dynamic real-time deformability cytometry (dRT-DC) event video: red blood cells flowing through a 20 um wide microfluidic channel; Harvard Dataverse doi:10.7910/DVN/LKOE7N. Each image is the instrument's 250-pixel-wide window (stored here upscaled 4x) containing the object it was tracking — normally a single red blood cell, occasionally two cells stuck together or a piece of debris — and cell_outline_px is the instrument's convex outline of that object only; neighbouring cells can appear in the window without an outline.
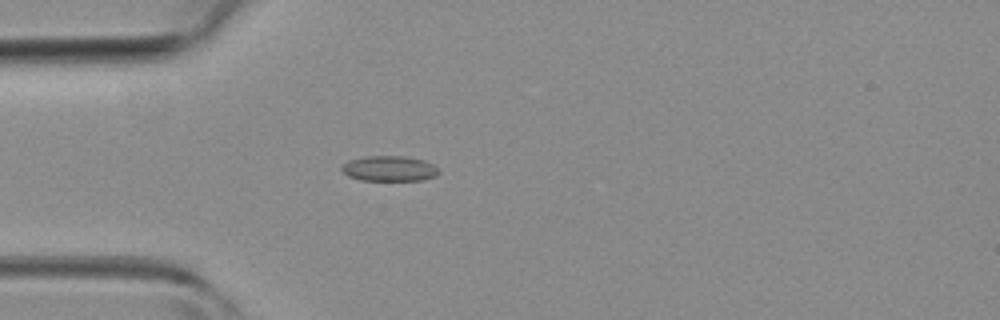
{"species": "common noctule bat (a hibernating species)", "species_latin": "Nyctalus noctula", "temperature_condition": "room temperature", "stored_images_in_passage": 44, "camera_frame_rate_fps": 3000, "um_per_image_px": 0.085, "animal": {"sex": "female", "body_mass_g": 19.3, "forearm_length_mm": 54.1}, "frame": {"image": 1, "passage_image": 12, "time_ms": 3.667, "image_size_px": [1000, 320], "cell_outline_px": [[440, 172], [436, 176], [424, 180], [360, 180], [348, 176], [340, 168], [348, 160], [368, 156], [404, 156], [424, 160], [432, 164]], "centroid_in_image_um": [33.1, 14.33], "position_along_channel_um": 51.9, "area_um2": 14.28}}
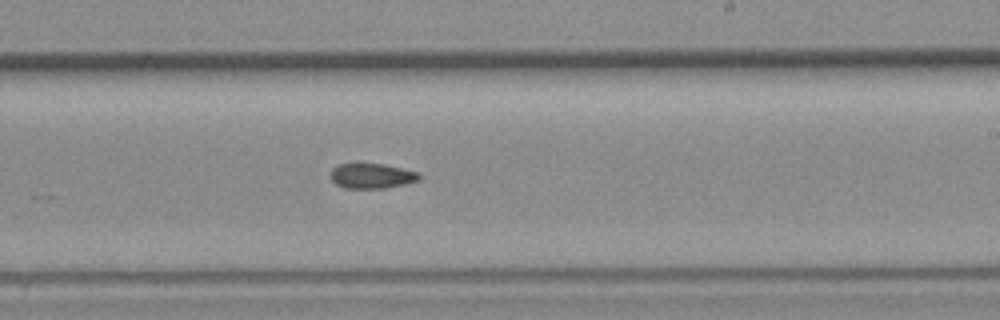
{"frame": {"image": 2, "passage_image": 26, "time_ms": 8.333, "image_size_px": [1000, 320], "cell_outline_px": [[420, 180], [404, 184], [384, 188], [344, 188], [336, 184], [332, 180], [332, 168], [336, 164], [384, 164], [420, 172]], "centroid_in_image_um": [31.62, 14.95], "position_along_channel_um": 257.4, "area_um2": 12.89}}
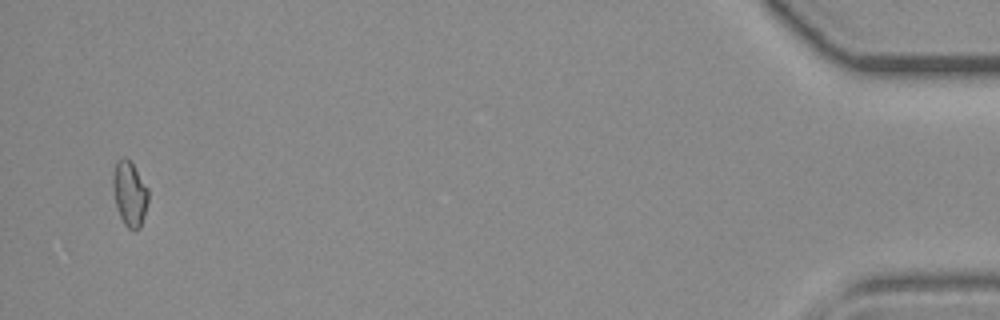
{"frame": {"image": 3, "passage_image": 43, "time_ms": 14.0, "image_size_px": [1000, 320], "cell_outline_px": [[148, 200], [144, 216], [140, 228], [128, 228], [124, 224], [120, 216], [116, 204], [112, 184], [112, 176], [116, 160], [124, 156], [132, 164], [148, 188]], "centroid_in_image_um": [11.01, 16.43], "position_along_channel_um": 424.2, "area_um2": 13.18}}